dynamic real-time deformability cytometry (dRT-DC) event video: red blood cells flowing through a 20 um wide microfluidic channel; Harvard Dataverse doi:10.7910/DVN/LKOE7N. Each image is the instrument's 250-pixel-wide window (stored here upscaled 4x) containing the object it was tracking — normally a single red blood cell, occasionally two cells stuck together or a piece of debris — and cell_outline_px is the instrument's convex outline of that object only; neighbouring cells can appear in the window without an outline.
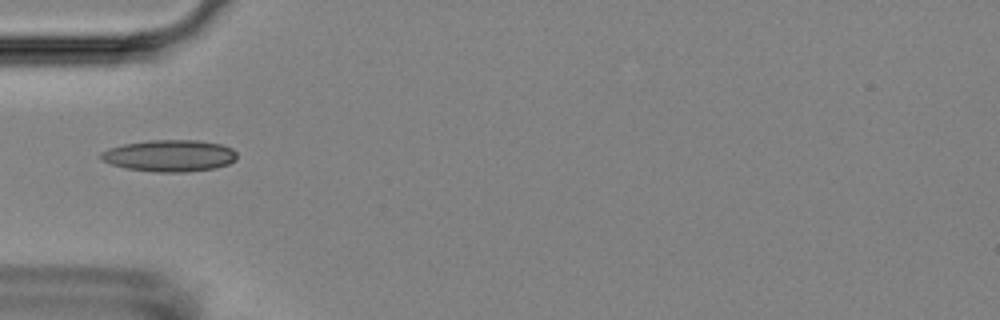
{"species": "Egyptian fruit bat (a non-hibernating species)", "species_latin": "Rousettus aegyptiacus", "temperature_condition": "room temperature", "stored_images_in_passage": 33, "camera_frame_rate_fps": 3000, "um_per_image_px": 0.085, "animal": {"sex": "female"}, "frame": {"image": 1, "passage_image": 1, "time_ms": 0.0, "image_size_px": [1000, 320], "cell_outline_px": [[236, 160], [228, 164], [216, 168], [188, 172], [152, 172], [128, 168], [112, 164], [100, 160], [100, 152], [108, 148], [124, 144], [148, 140], [200, 140], [220, 144], [232, 148], [236, 152]], "centroid_in_image_um": [14.42, 13.23], "position_along_channel_um": 70.6, "area_um2": 25.32}}